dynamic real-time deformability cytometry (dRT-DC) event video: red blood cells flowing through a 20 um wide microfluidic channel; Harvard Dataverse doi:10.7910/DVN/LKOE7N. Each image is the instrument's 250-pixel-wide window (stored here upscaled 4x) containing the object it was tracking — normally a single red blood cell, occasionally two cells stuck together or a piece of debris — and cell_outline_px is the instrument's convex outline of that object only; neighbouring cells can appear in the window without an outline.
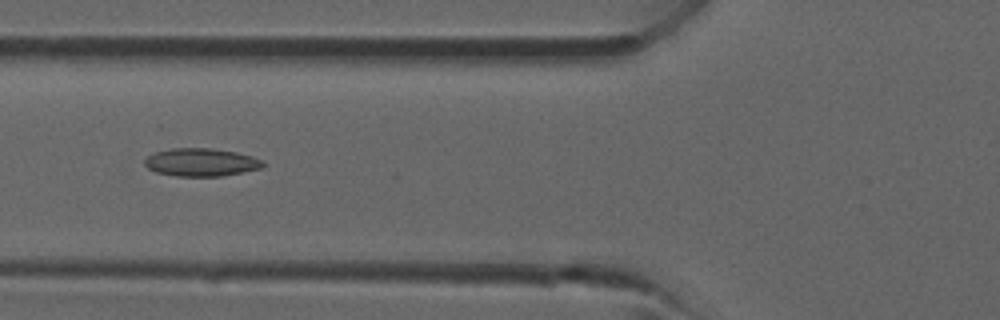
{"species": "common noctule bat (a hibernating species)", "species_latin": "Nyctalus noctula", "temperature_condition": "room temperature", "stored_images_in_passage": 41, "camera_frame_rate_fps": 3000, "um_per_image_px": 0.085, "animal": {"sex": "male", "forearm_length_mm": 52.5}, "frame": {"image": 1, "passage_image": 16, "time_ms": 5.0, "image_size_px": [1000, 320], "cell_outline_px": [[264, 164], [260, 168], [220, 176], [176, 176], [156, 172], [148, 168], [144, 164], [144, 160], [152, 152], [172, 148], [212, 148], [236, 152], [252, 156], [264, 160]], "centroid_in_image_um": [17.06, 13.78], "position_along_channel_um": 108.7, "area_um2": 19.25}}
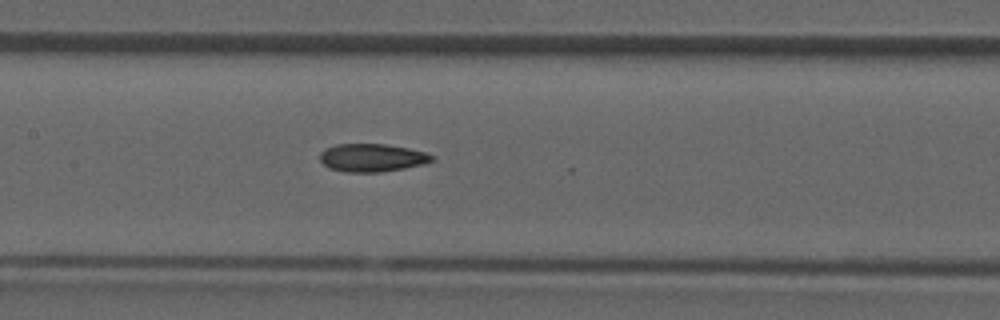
{"frame": {"image": 2, "passage_image": 20, "time_ms": 6.333, "image_size_px": [1000, 320], "cell_outline_px": [[436, 160], [424, 164], [404, 168], [380, 172], [344, 172], [328, 168], [320, 160], [320, 152], [324, 148], [336, 144], [384, 144], [408, 148], [424, 152], [436, 156]], "centroid_in_image_um": [31.62, 13.41], "position_along_channel_um": 175.8, "area_um2": 18.44}}
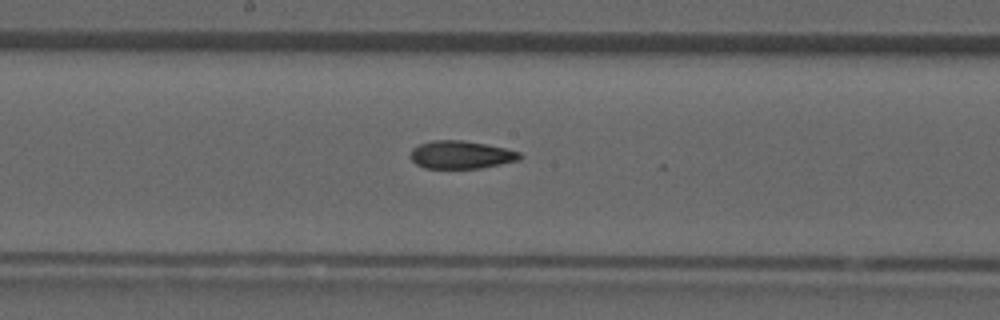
{"frame": {"image": 3, "passage_image": 22, "time_ms": 7.0, "image_size_px": [1000, 320], "cell_outline_px": [[524, 156], [520, 160], [480, 168], [424, 168], [416, 164], [408, 156], [412, 148], [420, 144], [432, 140], [464, 140], [504, 148], [520, 152]], "centroid_in_image_um": [39.17, 13.15], "position_along_channel_um": 209.0, "area_um2": 17.86}}